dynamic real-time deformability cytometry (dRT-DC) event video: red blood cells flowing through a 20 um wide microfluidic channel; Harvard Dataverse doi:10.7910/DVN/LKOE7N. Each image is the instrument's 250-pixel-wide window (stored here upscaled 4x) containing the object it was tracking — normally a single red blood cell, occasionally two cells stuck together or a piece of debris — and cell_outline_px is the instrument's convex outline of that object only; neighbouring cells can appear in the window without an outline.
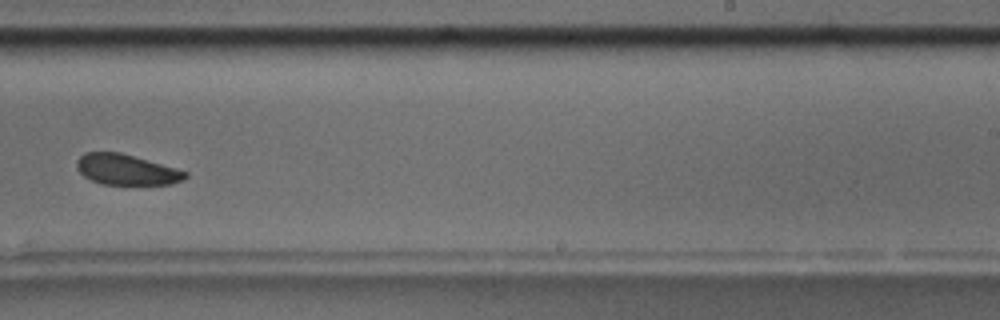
{"species": "common noctule bat (a hibernating species)", "species_latin": "Nyctalus noctula", "temperature_condition": "room temperature", "stored_images_in_passage": 16, "camera_frame_rate_fps": 3000, "um_per_image_px": 0.085, "animal": {"sex": "male", "body_mass_g": 17.5, "forearm_length_mm": 52.3}, "frame": {"image": 1, "passage_image": 10, "time_ms": 11.333, "image_size_px": [1000, 320], "cell_outline_px": [[188, 176], [184, 180], [172, 184], [100, 184], [84, 176], [76, 168], [76, 160], [84, 152], [120, 152], [176, 168], [188, 172]], "centroid_in_image_um": [10.74, 14.41], "position_along_channel_um": 278.3, "area_um2": 19.36}, "authors_computed_cell_mechanics": {"area_um2": 20.7791, "velocity_mm_per_s": 3.5783, "shape_relaxation_time_tau1_ms": 2.0532, "shape_relaxation_time_tau2_ms": null, "deformation_change_tau1": 0.061, "deformation_change_tau2": null}}